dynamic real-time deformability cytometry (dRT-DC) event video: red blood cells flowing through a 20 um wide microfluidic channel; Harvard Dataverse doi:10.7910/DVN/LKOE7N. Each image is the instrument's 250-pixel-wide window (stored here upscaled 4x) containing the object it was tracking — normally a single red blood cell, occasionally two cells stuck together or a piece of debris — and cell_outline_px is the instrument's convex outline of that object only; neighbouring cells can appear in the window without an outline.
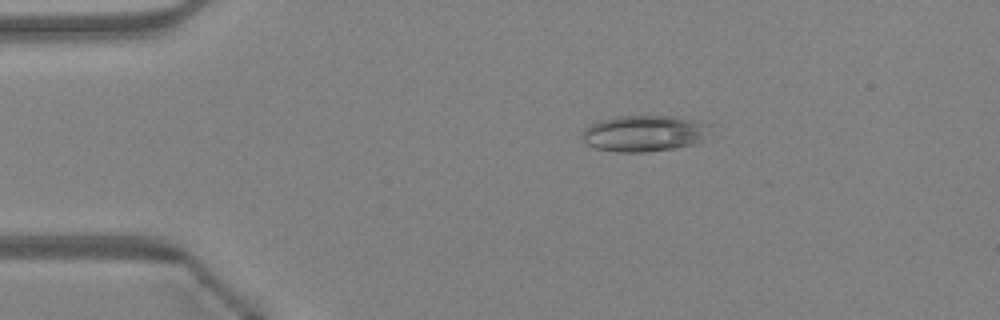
{"species": "Egyptian fruit bat (a non-hibernating species)", "species_latin": "Rousettus aegyptiacus", "temperature_condition": "warm", "stored_images_in_passage": 23, "camera_frame_rate_fps": 3000, "um_per_image_px": 0.085, "animal": {"sex": "female"}, "frame": {"image": 1, "passage_image": 9, "time_ms": 2.667, "image_size_px": [1000, 320], "cell_outline_px": [[712, 124], [700, 140], [692, 144], [672, 148], [644, 152], [616, 152], [596, 148], [584, 144], [580, 136], [580, 132], [588, 124], [600, 120], [616, 116], [676, 116]], "centroid_in_image_um": [54.64, 11.32], "position_along_channel_um": 30.4, "area_um2": 27.11}}
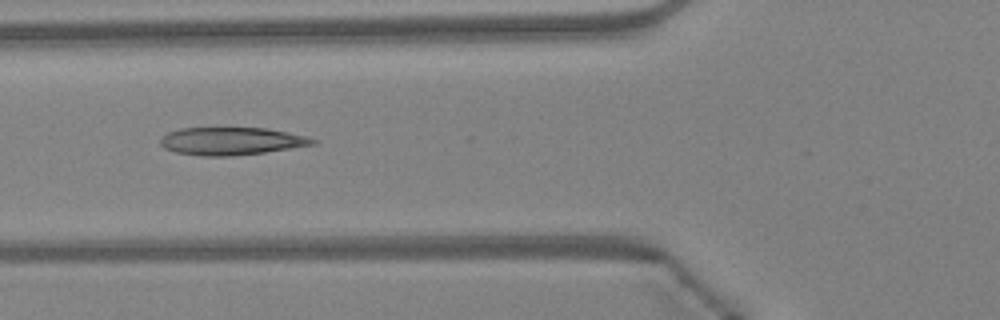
{"frame": {"image": 2, "passage_image": 18, "time_ms": 5.667, "image_size_px": [1000, 320], "cell_outline_px": [[316, 144], [292, 148], [264, 152], [232, 156], [200, 156], [176, 152], [164, 148], [160, 144], [160, 140], [168, 132], [180, 128], [268, 128], [308, 136], [316, 140]], "centroid_in_image_um": [19.68, 11.99], "position_along_channel_um": 106.1, "area_um2": 24.62}}
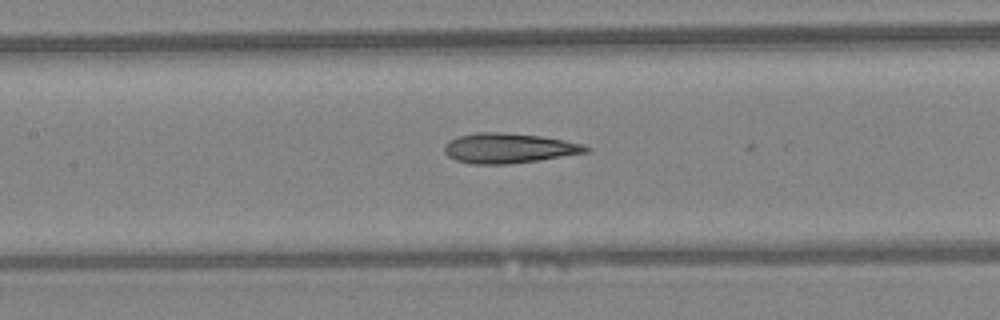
{"frame": {"image": 3, "passage_image": 22, "time_ms": 7.0, "image_size_px": [1000, 320], "cell_outline_px": [[592, 148], [588, 152], [540, 160], [508, 164], [472, 164], [456, 160], [448, 156], [444, 152], [444, 144], [448, 140], [456, 136], [476, 132], [500, 132], [540, 136], [564, 140], [580, 144]], "centroid_in_image_um": [43.19, 12.59], "position_along_channel_um": 164.2, "area_um2": 24.8}}